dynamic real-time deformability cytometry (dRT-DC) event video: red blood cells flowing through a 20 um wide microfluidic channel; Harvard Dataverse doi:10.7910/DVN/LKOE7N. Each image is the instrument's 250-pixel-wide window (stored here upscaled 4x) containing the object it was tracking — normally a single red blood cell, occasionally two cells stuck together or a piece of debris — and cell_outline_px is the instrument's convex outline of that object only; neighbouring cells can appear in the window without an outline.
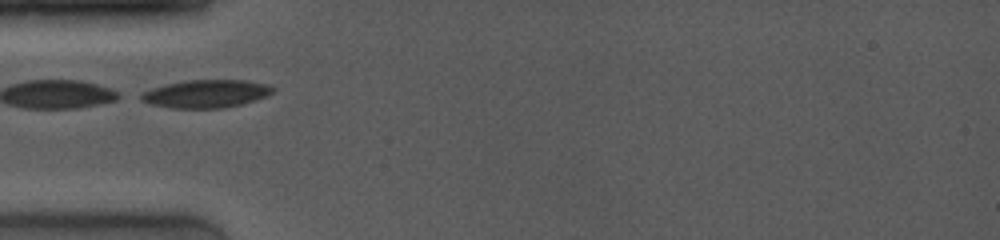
{"species": "common noctule bat (a hibernating species)", "species_latin": "Nyctalus noctula", "temperature_condition": "room temperature", "stored_images_in_passage": 8, "camera_frame_rate_fps": 4000, "um_per_image_px": 0.085, "animal": {"sex": "female", "body_mass_g": 19.0, "forearm_length_mm": 53.3}, "frame": {"image": 1, "passage_image": 1, "time_ms": 0.0, "image_size_px": [1000, 240], "cell_outline_px": [[276, 88], [268, 96], [240, 104], [224, 108], [172, 108], [152, 104], [140, 100], [136, 96], [152, 88], [168, 84], [188, 80], [244, 80], [268, 84]], "centroid_in_image_um": [17.52, 7.97], "position_along_channel_um": 67.5, "area_um2": 21.39}}